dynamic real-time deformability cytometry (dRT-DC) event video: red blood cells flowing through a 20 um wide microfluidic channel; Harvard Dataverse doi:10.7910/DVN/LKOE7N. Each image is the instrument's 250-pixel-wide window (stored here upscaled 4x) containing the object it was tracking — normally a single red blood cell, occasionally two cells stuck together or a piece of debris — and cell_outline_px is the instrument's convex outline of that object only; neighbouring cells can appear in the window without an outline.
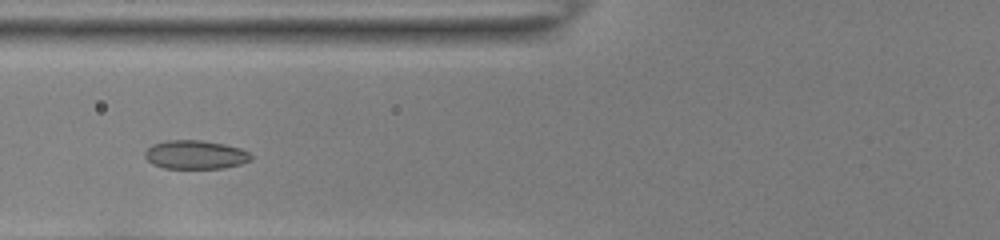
{"species": "common noctule bat (a hibernating species)", "species_latin": "Nyctalus noctula", "temperature_condition": "room temperature", "stored_images_in_passage": 43, "camera_frame_rate_fps": 3000, "um_per_image_px": 0.085, "animal": {"sex": "female", "body_mass_g": 22.0, "forearm_length_mm": 56.7}, "frame": {"image": 1, "passage_image": 12, "time_ms": 3.667, "image_size_px": [1000, 240], "cell_outline_px": [[252, 160], [240, 164], [224, 168], [164, 168], [152, 164], [144, 156], [144, 152], [152, 144], [168, 140], [200, 140], [224, 144], [240, 148], [248, 152], [252, 156]], "centroid_in_image_um": [16.6, 13.15], "position_along_channel_um": 109.2, "area_um2": 17.74}}
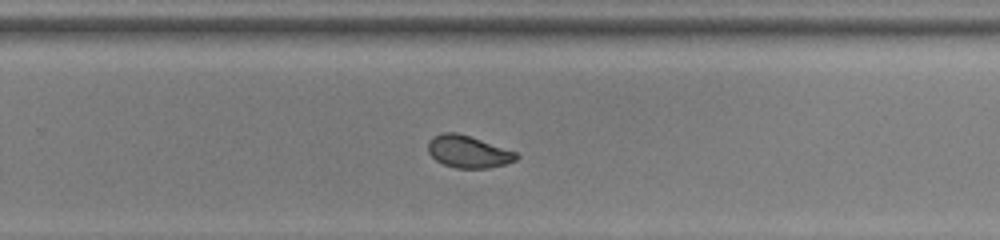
{"frame": {"image": 2, "passage_image": 26, "time_ms": 8.333, "image_size_px": [1000, 240], "cell_outline_px": [[520, 156], [516, 160], [504, 164], [488, 168], [456, 168], [444, 164], [436, 160], [428, 152], [428, 140], [432, 136], [444, 132], [456, 132], [516, 152]], "centroid_in_image_um": [39.77, 12.89], "position_along_channel_um": 290.0, "area_um2": 16.36}}
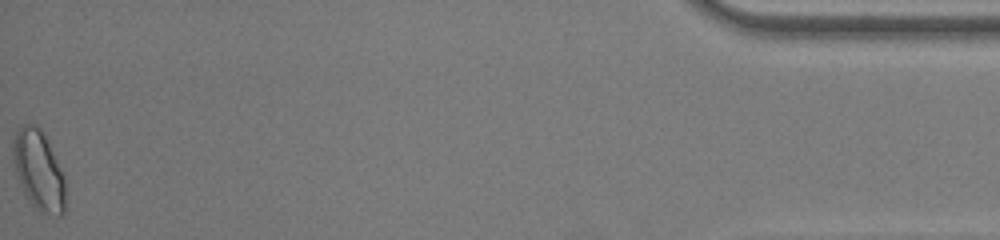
{"frame": {"image": 3, "passage_image": 43, "time_ms": 14.0, "image_size_px": [1000, 240], "cell_outline_px": [[64, 216], [56, 216], [40, 212], [32, 204], [24, 192], [20, 184], [12, 160], [12, 140], [16, 132], [24, 124], [36, 124], [40, 128], [48, 144], [64, 180]], "centroid_in_image_um": [3.24, 14.5], "position_along_channel_um": 432.0, "area_um2": 23.76}, "authors_computed_cell_mechanics": {"area_um2": 17.7446, "velocity_mm_per_s": 3.8936, "shape_relaxation_time_tau1_ms": 8.4, "shape_relaxation_time_tau2_ms": 1.3284, "deformation_change_tau1": 0.172, "deformation_change_tau2": 0.027}}